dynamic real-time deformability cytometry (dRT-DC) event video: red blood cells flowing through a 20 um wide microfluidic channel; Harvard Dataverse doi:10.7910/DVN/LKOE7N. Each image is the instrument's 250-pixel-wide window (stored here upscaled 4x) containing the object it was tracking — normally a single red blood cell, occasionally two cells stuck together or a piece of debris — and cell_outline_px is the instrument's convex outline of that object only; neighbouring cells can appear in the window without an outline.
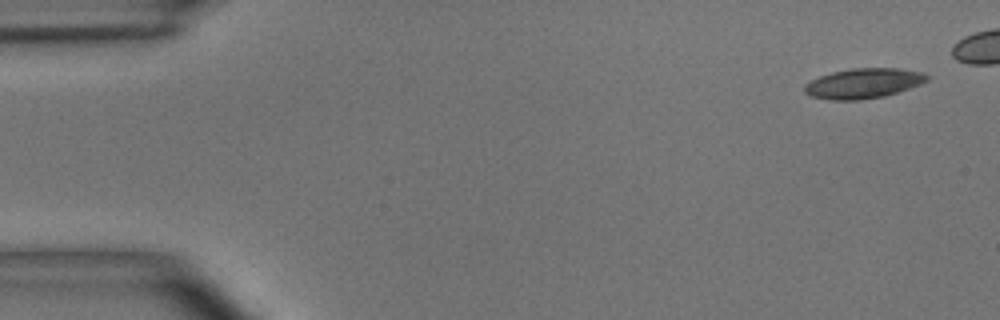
{"species": "common noctule bat (a hibernating species)", "species_latin": "Nyctalus noctula", "temperature_condition": "room temperature", "stored_images_in_passage": 43, "camera_frame_rate_fps": 3000, "um_per_image_px": 0.085, "animal": {"sex": "male", "body_mass_g": 15.6}, "frame": {"image": 1, "passage_image": 1, "time_ms": 0.0, "image_size_px": [1000, 320], "cell_outline_px": [[928, 80], [920, 84], [884, 96], [860, 100], [832, 100], [812, 96], [804, 92], [804, 84], [820, 76], [832, 72], [852, 68], [896, 68], [924, 72], [928, 76]], "centroid_in_image_um": [73.38, 7.08], "position_along_channel_um": 11.6, "area_um2": 21.27}}
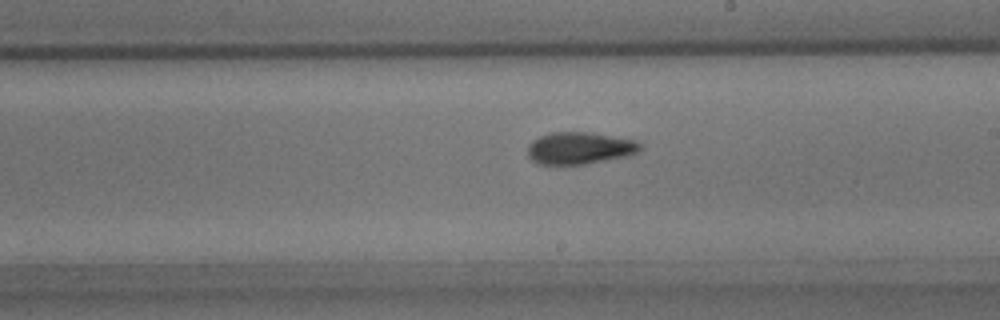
{"frame": {"image": 2, "passage_image": 29, "time_ms": 9.333, "image_size_px": [1000, 320], "cell_outline_px": [[644, 148], [640, 152], [628, 156], [584, 164], [540, 164], [532, 160], [528, 156], [528, 144], [532, 140], [540, 136], [552, 132], [588, 132], [636, 140]], "centroid_in_image_um": [49.3, 12.59], "position_along_channel_um": 239.7, "area_um2": 21.1}}
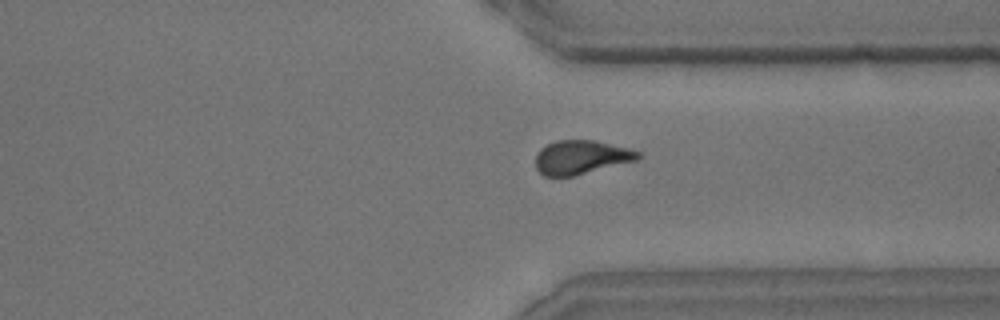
{"frame": {"image": 3, "passage_image": 39, "time_ms": 12.667, "image_size_px": [1000, 320], "cell_outline_px": [[644, 156], [640, 160], [572, 176], [544, 176], [536, 168], [536, 156], [540, 148], [556, 140], [596, 140], [628, 148], [640, 152]], "centroid_in_image_um": [49.45, 13.36], "position_along_channel_um": 362.0, "area_um2": 20.4}}